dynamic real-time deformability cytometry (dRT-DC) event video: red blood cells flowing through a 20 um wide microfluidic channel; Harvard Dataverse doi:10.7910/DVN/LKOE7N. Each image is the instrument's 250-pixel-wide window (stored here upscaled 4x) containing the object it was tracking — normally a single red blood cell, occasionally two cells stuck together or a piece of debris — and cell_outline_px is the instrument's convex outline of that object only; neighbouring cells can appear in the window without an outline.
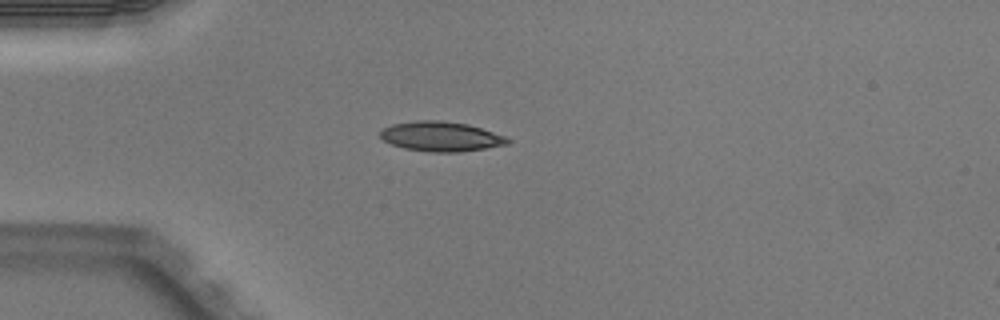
{"species": "Egyptian fruit bat (a non-hibernating species)", "species_latin": "Rousettus aegyptiacus", "temperature_condition": "warm", "stored_images_in_passage": 2, "camera_frame_rate_fps": 3000, "um_per_image_px": 0.085, "animal": {"sex": "male"}, "frame": {"image": 1, "passage_image": 1, "time_ms": 0.0, "image_size_px": [1000, 320], "cell_outline_px": [[512, 140], [508, 144], [460, 152], [432, 152], [404, 148], [392, 144], [384, 140], [380, 136], [380, 132], [384, 128], [392, 124], [416, 120], [440, 120], [468, 124], [504, 136]], "centroid_in_image_um": [37.47, 11.59], "position_along_channel_um": 47.5, "area_um2": 21.91}}